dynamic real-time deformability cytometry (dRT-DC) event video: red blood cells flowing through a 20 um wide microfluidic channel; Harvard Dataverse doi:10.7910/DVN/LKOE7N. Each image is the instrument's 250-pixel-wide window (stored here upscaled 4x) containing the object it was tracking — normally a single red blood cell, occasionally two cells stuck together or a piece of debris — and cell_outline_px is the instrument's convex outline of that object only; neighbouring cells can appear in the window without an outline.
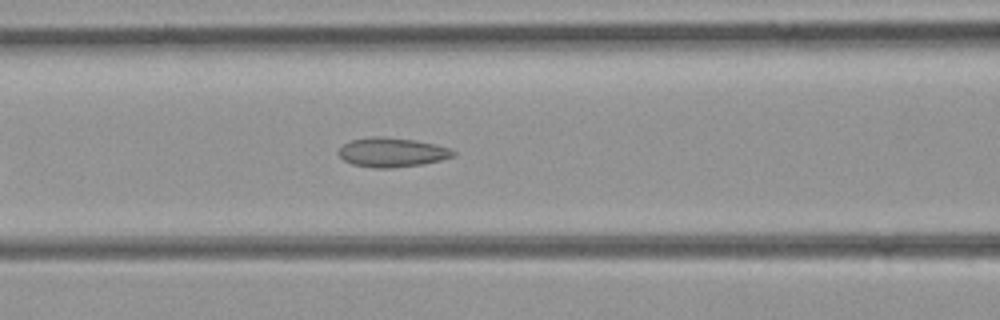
{"species": "common noctule bat (a hibernating species)", "species_latin": "Nyctalus noctula", "temperature_condition": "room temperature", "stored_images_in_passage": 32, "camera_frame_rate_fps": 3000, "um_per_image_px": 0.085, "animal": {"sex": "female", "body_mass_g": 21.9}, "frame": {"image": 1, "passage_image": 10, "time_ms": 3.0, "image_size_px": [1000, 320], "cell_outline_px": [[456, 156], [424, 164], [392, 168], [376, 168], [352, 164], [344, 160], [336, 152], [344, 144], [352, 140], [372, 136], [380, 136], [416, 140], [436, 144], [448, 148], [456, 152]], "centroid_in_image_um": [33.33, 12.95], "position_along_channel_um": 133.3, "area_um2": 19.65}}
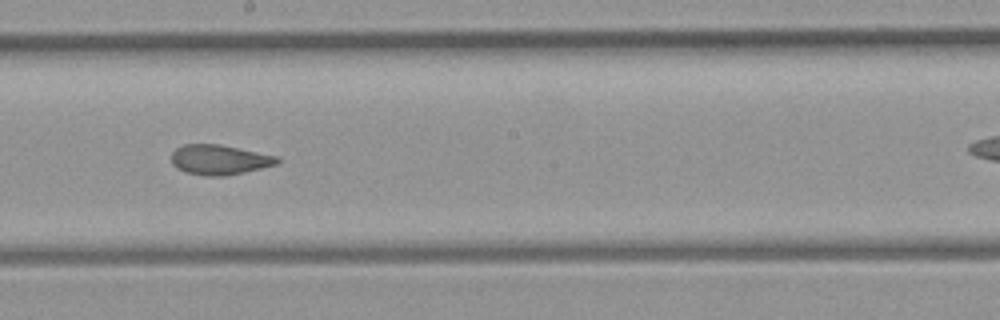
{"frame": {"image": 2, "passage_image": 17, "time_ms": 5.333, "image_size_px": [1000, 320], "cell_outline_px": [[280, 160], [276, 164], [244, 172], [224, 176], [204, 176], [188, 172], [176, 168], [172, 164], [172, 152], [176, 148], [184, 144], [220, 144], [276, 156]], "centroid_in_image_um": [18.61, 13.57], "position_along_channel_um": 229.6, "area_um2": 18.26}}
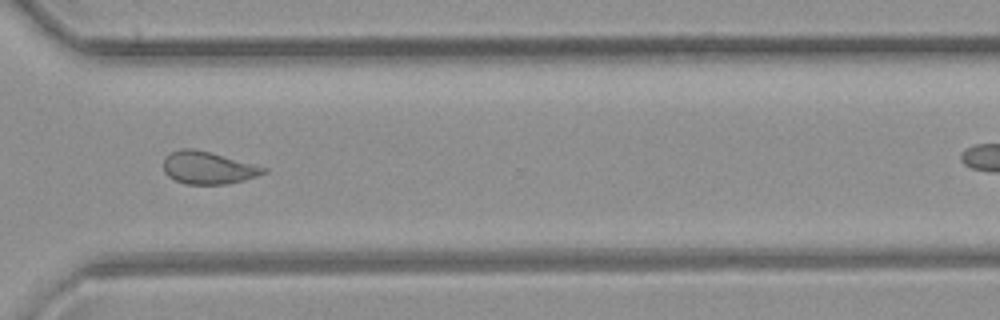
{"frame": {"image": 3, "passage_image": 26, "time_ms": 8.333, "image_size_px": [1000, 320], "cell_outline_px": [[268, 172], [244, 180], [228, 184], [184, 184], [168, 176], [164, 172], [164, 156], [180, 148], [192, 148], [212, 152], [268, 168]], "centroid_in_image_um": [17.69, 14.25], "position_along_channel_um": 352.9, "area_um2": 19.07}}